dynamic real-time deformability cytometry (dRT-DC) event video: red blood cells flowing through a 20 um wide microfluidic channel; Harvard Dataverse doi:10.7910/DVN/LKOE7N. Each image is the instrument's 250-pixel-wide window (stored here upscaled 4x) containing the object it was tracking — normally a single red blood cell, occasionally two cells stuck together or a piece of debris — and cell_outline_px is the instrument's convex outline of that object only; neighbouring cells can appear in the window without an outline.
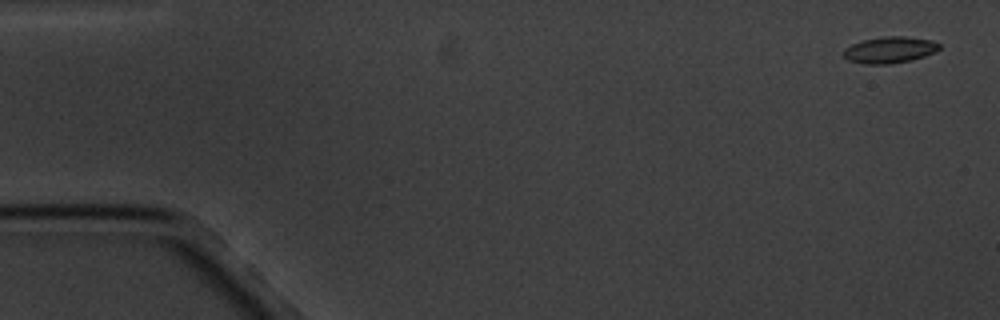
{"species": "common noctule bat (a hibernating species)", "species_latin": "Nyctalus noctula", "temperature_condition": "cold", "stored_images_in_passage": 4, "camera_frame_rate_fps": 3000, "um_per_image_px": 0.085, "animal": {"sex": "male", "body_mass_g": 20.1, "forearm_length_mm": 53.5}, "frame": {"image": 1, "passage_image": 1, "time_ms": 0.0, "image_size_px": [1000, 320], "cell_outline_px": [[940, 48], [936, 52], [912, 60], [888, 64], [864, 64], [848, 60], [844, 56], [844, 48], [852, 44], [864, 40], [884, 36], [904, 36], [932, 40], [940, 44]], "centroid_in_image_um": [75.64, 4.24], "position_along_channel_um": 9.4, "area_um2": 14.74}}